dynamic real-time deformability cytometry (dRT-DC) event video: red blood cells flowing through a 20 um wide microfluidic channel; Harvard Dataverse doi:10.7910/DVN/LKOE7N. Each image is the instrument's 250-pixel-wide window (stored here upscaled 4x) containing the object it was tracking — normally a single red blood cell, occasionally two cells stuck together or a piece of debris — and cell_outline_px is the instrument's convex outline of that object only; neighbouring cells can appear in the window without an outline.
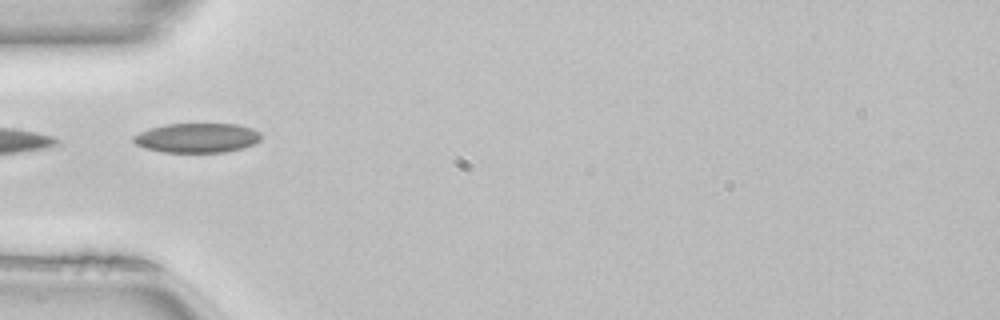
{"species": "common noctule bat (a hibernating species)", "species_latin": "Nyctalus noctula", "temperature_condition": "room temperature", "stored_images_in_passage": 13, "camera_frame_rate_fps": 3000, "um_per_image_px": 0.085, "animal": {"sex": "female", "body_mass_g": 22.7, "forearm_length_mm": 54.2}, "frame": {"image": 1, "passage_image": 1, "time_ms": 0.0, "image_size_px": [1000, 320], "cell_outline_px": [[260, 140], [244, 148], [224, 152], [160, 152], [144, 148], [136, 144], [132, 140], [132, 136], [148, 128], [164, 124], [236, 124], [252, 128], [260, 132]], "centroid_in_image_um": [16.71, 11.72], "position_along_channel_um": 68.3, "area_um2": 22.08}}